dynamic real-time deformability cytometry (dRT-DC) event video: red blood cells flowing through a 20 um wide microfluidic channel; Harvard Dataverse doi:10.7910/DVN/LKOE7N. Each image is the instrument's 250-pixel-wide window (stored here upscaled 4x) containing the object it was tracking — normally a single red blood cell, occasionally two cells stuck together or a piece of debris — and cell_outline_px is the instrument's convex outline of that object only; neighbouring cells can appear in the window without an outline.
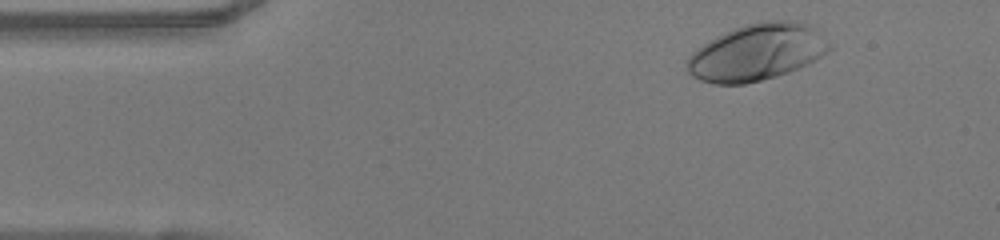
{"species": "human", "species_latin": "Homo sapiens", "temperature_condition": "warm", "stored_images_in_passage": 46, "camera_frame_rate_fps": 3000, "um_per_image_px": 0.085, "donor": {"sex": "female"}, "frame": {"image": 1, "passage_image": 3, "time_ms": 0.667, "image_size_px": [1000, 240], "cell_outline_px": [[832, 48], [828, 52], [788, 72], [760, 80], [744, 84], [716, 84], [700, 80], [692, 76], [688, 72], [688, 56], [692, 52], [716, 36], [724, 32], [748, 24], [764, 20], [796, 20], [808, 24], [816, 28], [832, 44]], "centroid_in_image_um": [64.36, 4.42], "position_along_channel_um": 20.6, "area_um2": 46.59}}
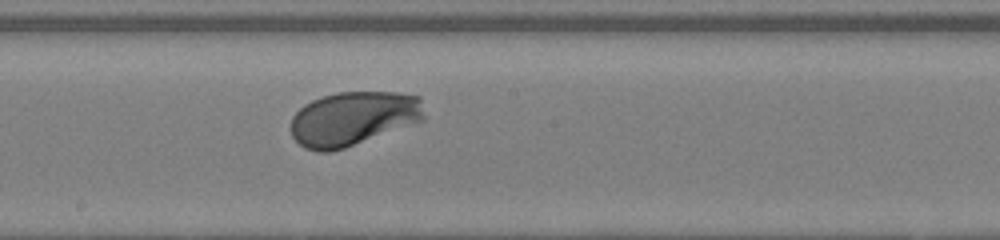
{"frame": {"image": 2, "passage_image": 23, "time_ms": 7.333, "image_size_px": [1000, 240], "cell_outline_px": [[424, 120], [344, 148], [332, 152], [316, 152], [304, 148], [292, 136], [292, 116], [304, 104], [312, 100], [336, 92], [396, 92], [420, 96], [424, 116]], "centroid_in_image_um": [30.01, 10.07], "position_along_channel_um": 218.2, "area_um2": 42.02}}
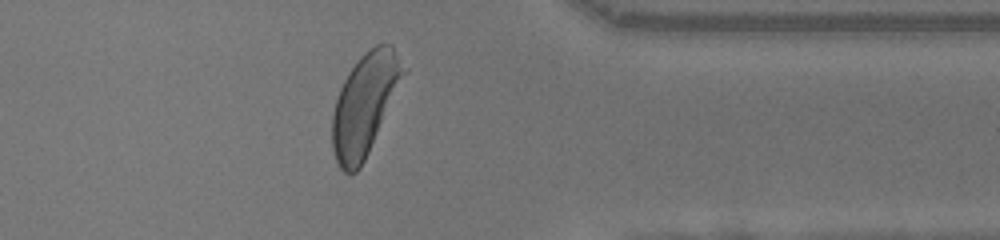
{"frame": {"image": 3, "passage_image": 36, "time_ms": 11.667, "image_size_px": [1000, 240], "cell_outline_px": [[408, 72], [360, 168], [356, 172], [348, 176], [340, 168], [336, 160], [332, 148], [332, 116], [336, 100], [340, 88], [348, 72], [360, 56], [368, 48], [376, 44], [392, 44], [408, 68]], "centroid_in_image_um": [31.04, 8.83], "position_along_channel_um": 380.4, "area_um2": 42.48}, "authors_computed_cell_mechanics": {"area_um2": 42.3674, "velocity_mm_per_s": 4.0662, "shape_relaxation_time_tau1_ms": 1.9351, "shape_relaxation_time_tau2_ms": null, "deformation_change_tau1": 0.1707, "deformation_change_tau2": null}}